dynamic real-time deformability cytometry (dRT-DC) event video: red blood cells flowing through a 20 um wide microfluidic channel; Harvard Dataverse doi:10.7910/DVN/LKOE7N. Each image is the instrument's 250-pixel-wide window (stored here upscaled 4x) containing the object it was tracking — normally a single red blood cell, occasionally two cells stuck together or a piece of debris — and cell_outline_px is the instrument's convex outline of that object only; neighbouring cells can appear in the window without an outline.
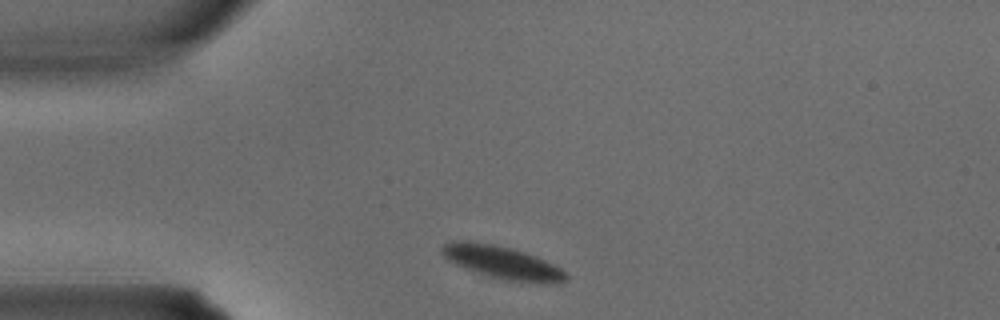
{"species": "common noctule bat (a hibernating species)", "species_latin": "Nyctalus noctula", "temperature_condition": "warm", "stored_images_in_passage": 1, "camera_frame_rate_fps": 3000, "um_per_image_px": 0.085, "animal": {"sex": "male", "body_mass_g": 15.6}, "frame": {"image": 1, "passage_image": 1, "time_ms": 0.0, "image_size_px": [1000, 320], "cell_outline_px": [[568, 280], [556, 284], [540, 284], [504, 280], [464, 268], [448, 260], [440, 252], [440, 248], [444, 244], [456, 240], [468, 240], [492, 244], [512, 248], [536, 256], [560, 268], [568, 276]], "centroid_in_image_um": [42.71, 22.32], "position_along_channel_um": 42.3, "area_um2": 23.87}}